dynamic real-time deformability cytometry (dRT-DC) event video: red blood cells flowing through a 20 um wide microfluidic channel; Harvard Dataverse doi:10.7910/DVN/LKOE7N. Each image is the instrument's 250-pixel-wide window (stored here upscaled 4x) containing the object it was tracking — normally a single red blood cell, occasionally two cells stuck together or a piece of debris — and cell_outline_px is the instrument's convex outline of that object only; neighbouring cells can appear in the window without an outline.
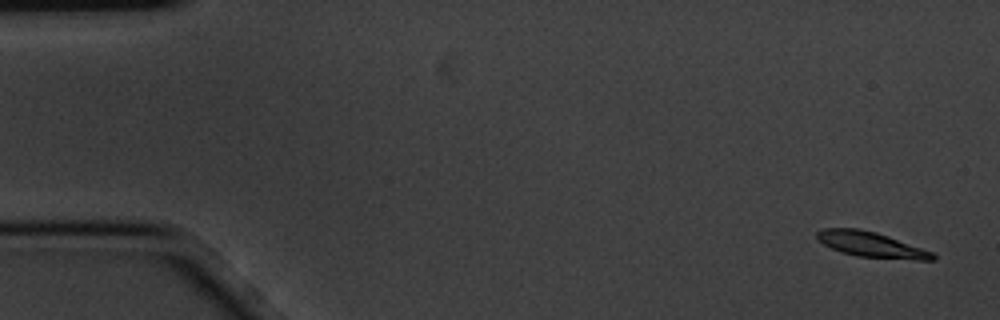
{"species": "common noctule bat (a hibernating species)", "species_latin": "Nyctalus noctula", "temperature_condition": "cold", "stored_images_in_passage": 6, "segment_of_instrument_passage": [1, 2], "camera_frame_rate_fps": 3000, "um_per_image_px": 0.085, "animal": {"sex": "male", "body_mass_g": 20.1, "forearm_length_mm": 53.5}, "frame": {"image": 1, "passage_image": 1, "time_ms": 0.0, "image_size_px": [1000, 320], "cell_outline_px": [[936, 260], [916, 260], [856, 256], [832, 248], [824, 244], [816, 236], [816, 232], [824, 228], [860, 228], [876, 232], [936, 252]], "centroid_in_image_um": [74.13, 20.79], "position_along_channel_um": 10.9, "area_um2": 17.11}}
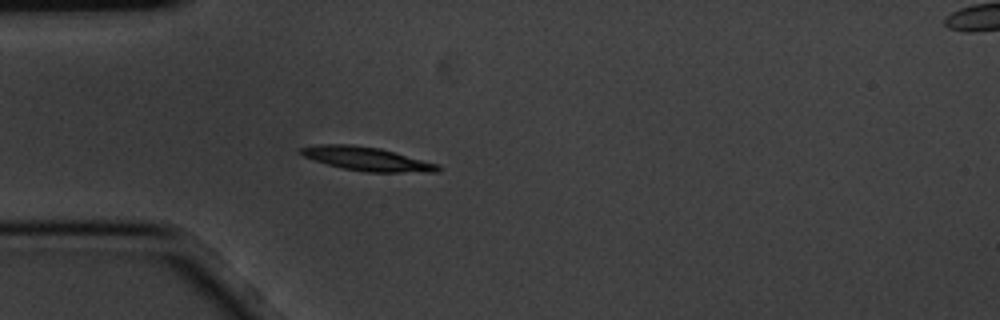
{"frame": {"image": 2, "passage_image": 5, "time_ms": 1.333, "image_size_px": [1000, 320], "cell_outline_px": [[440, 172], [368, 172], [344, 168], [312, 160], [296, 152], [300, 148], [316, 144], [352, 144], [380, 148], [440, 164]], "centroid_in_image_um": [31.18, 13.49], "position_along_channel_um": 53.8, "area_um2": 19.07}}